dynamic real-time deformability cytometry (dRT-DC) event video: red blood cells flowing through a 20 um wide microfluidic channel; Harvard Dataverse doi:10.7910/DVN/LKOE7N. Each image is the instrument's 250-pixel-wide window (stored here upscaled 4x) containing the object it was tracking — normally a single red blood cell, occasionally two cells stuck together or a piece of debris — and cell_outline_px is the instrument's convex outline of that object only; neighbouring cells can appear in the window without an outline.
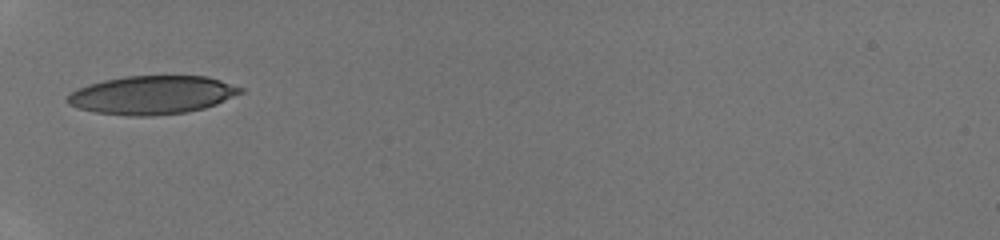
{"species": "human", "species_latin": "Homo sapiens", "temperature_condition": "room temperature", "stored_images_in_passage": 14, "camera_frame_rate_fps": 3000, "um_per_image_px": 0.085, "donor": {"sex": "male"}, "frame": {"image": 1, "passage_image": 1, "time_ms": 0.0, "image_size_px": [1000, 240], "cell_outline_px": [[244, 92], [216, 104], [204, 108], [184, 112], [152, 116], [128, 116], [96, 112], [80, 108], [68, 104], [64, 100], [76, 88], [88, 84], [104, 80], [124, 76], [208, 76], [244, 88]], "centroid_in_image_um": [12.92, 8.07], "position_along_channel_um": 72.1, "area_um2": 38.78}}
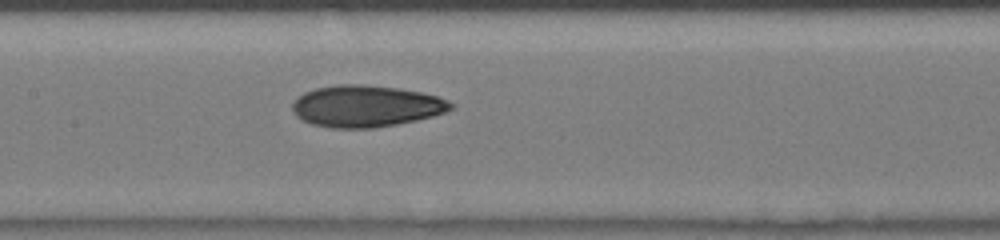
{"frame": {"image": 2, "passage_image": 6, "time_ms": 1.667, "image_size_px": [1000, 240], "cell_outline_px": [[452, 108], [444, 112], [432, 116], [416, 120], [396, 124], [372, 128], [332, 128], [312, 124], [296, 116], [292, 112], [292, 104], [296, 96], [304, 92], [316, 88], [340, 84], [364, 84], [396, 88], [424, 92], [448, 100], [452, 104]], "centroid_in_image_um": [31.07, 9.01], "position_along_channel_um": 176.3, "area_um2": 38.44}}
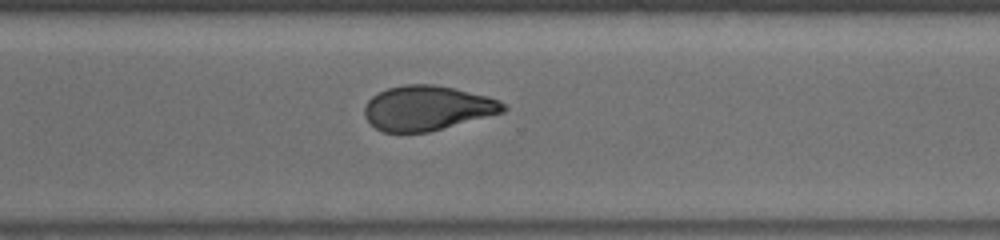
{"frame": {"image": 3, "passage_image": 14, "time_ms": 4.333, "image_size_px": [1000, 240], "cell_outline_px": [[508, 108], [504, 112], [428, 132], [384, 132], [376, 128], [364, 116], [364, 108], [368, 100], [372, 96], [388, 88], [404, 84], [432, 84], [452, 88], [488, 96], [504, 104]], "centroid_in_image_um": [36.3, 9.18], "position_along_channel_um": 334.3, "area_um2": 35.84}}